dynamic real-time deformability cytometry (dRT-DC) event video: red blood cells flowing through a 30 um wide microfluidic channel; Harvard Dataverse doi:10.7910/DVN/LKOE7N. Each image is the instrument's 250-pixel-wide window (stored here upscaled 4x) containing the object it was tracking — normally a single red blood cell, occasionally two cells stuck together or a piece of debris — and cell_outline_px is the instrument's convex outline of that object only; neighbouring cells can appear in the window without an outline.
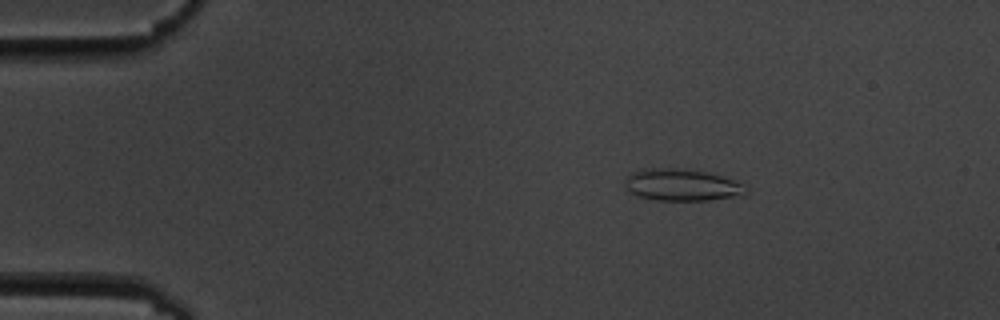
{"species": "common noctule bat (a hibernating species)", "species_latin": "Nyctalus noctula", "temperature_condition": "cold", "stored_images_in_passage": 6, "camera_frame_rate_fps": 3000, "um_per_image_px": 0.085, "animal": {"sex": "male", "body_mass_g": 19.5, "forearm_length_mm": 54.6}, "frame": {"image": 1, "passage_image": 3, "time_ms": 3.0, "image_size_px": [1000, 320], "cell_outline_px": [[748, 192], [744, 196], [708, 200], [656, 200], [640, 196], [632, 192], [624, 184], [628, 176], [632, 172], [644, 168], [672, 168], [704, 172], [724, 176], [744, 184], [748, 188]], "centroid_in_image_um": [58.03, 15.72], "position_along_channel_um": 27.0, "area_um2": 22.43}}